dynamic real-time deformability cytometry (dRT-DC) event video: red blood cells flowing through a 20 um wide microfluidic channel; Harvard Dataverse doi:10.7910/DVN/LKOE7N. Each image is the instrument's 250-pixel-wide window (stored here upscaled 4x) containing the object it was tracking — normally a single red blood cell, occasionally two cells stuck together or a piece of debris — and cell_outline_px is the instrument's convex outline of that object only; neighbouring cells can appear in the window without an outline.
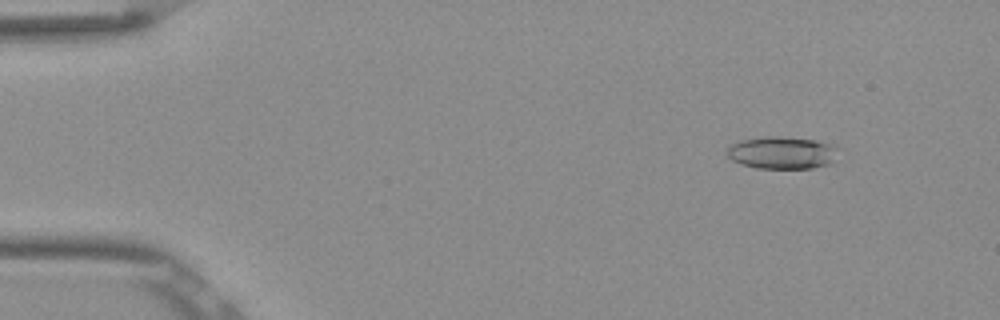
{"species": "Egyptian fruit bat (a non-hibernating species)", "species_latin": "Rousettus aegyptiacus", "temperature_condition": "room temperature", "stored_images_in_passage": 53, "camera_frame_rate_fps": 3000, "um_per_image_px": 0.085, "frame": {"image": 1, "passage_image": 6, "time_ms": 1.667, "image_size_px": [1000, 320], "cell_outline_px": [[840, 148], [832, 164], [812, 168], [756, 168], [740, 164], [732, 160], [724, 152], [732, 144], [740, 140], [764, 136], [776, 136], [812, 140], [828, 144]], "centroid_in_image_um": [66.45, 12.99], "position_along_channel_um": 18.5, "area_um2": 21.1}}
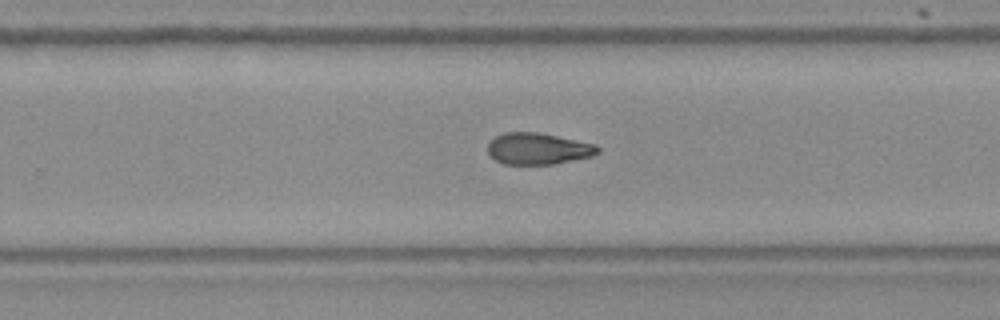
{"frame": {"image": 2, "passage_image": 34, "time_ms": 11.0, "image_size_px": [1000, 320], "cell_outline_px": [[600, 152], [592, 156], [556, 164], [504, 164], [496, 160], [488, 152], [488, 144], [496, 136], [504, 132], [536, 132], [596, 144], [600, 148]], "centroid_in_image_um": [45.76, 12.64], "position_along_channel_um": 284.0, "area_um2": 20.11}}
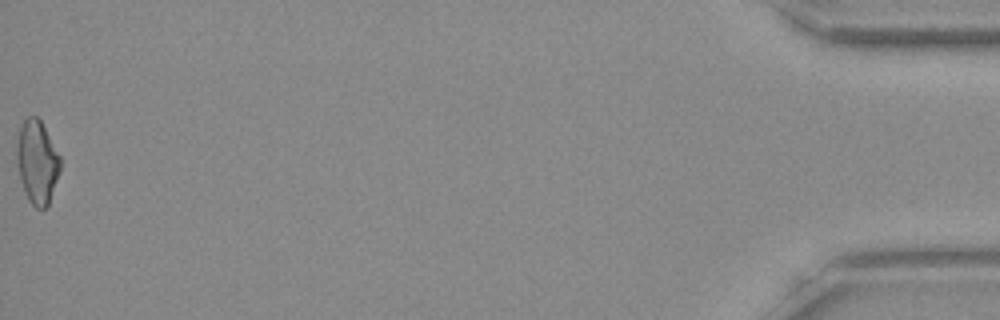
{"frame": {"image": 3, "passage_image": 53, "time_ms": 17.333, "image_size_px": [1000, 320], "cell_outline_px": [[60, 172], [48, 208], [36, 208], [28, 200], [24, 192], [16, 160], [16, 144], [20, 128], [24, 120], [28, 116], [36, 116], [40, 120], [60, 156]], "centroid_in_image_um": [3.16, 13.81], "position_along_channel_um": 432.0, "area_um2": 21.15}}